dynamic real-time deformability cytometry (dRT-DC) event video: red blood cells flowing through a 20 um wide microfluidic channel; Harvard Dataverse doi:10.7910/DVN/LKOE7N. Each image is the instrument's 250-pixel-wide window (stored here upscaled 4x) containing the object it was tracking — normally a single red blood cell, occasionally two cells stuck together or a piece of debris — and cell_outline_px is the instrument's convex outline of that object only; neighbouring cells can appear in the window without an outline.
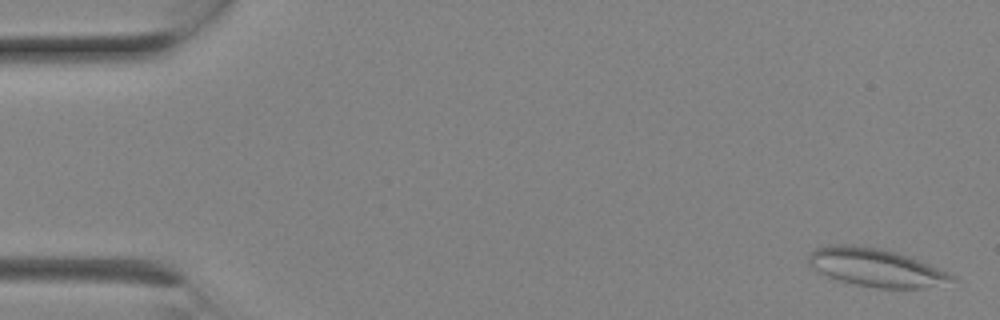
{"species": "Egyptian fruit bat (a non-hibernating species)", "species_latin": "Rousettus aegyptiacus", "temperature_condition": "room temperature", "stored_images_in_passage": 8, "camera_frame_rate_fps": 3000, "um_per_image_px": 0.085, "animal": {"sex": "female"}, "frame": {"image": 1, "passage_image": 1, "time_ms": 0.0, "image_size_px": [1000, 320], "cell_outline_px": [[956, 280], [944, 288], [876, 288], [856, 284], [840, 280], [828, 276], [812, 268], [808, 264], [808, 252], [816, 248], [828, 244], [852, 244], [880, 248], [896, 252], [908, 256], [948, 272], [956, 276]], "centroid_in_image_um": [74.51, 22.75], "position_along_channel_um": 10.5, "area_um2": 32.37}}